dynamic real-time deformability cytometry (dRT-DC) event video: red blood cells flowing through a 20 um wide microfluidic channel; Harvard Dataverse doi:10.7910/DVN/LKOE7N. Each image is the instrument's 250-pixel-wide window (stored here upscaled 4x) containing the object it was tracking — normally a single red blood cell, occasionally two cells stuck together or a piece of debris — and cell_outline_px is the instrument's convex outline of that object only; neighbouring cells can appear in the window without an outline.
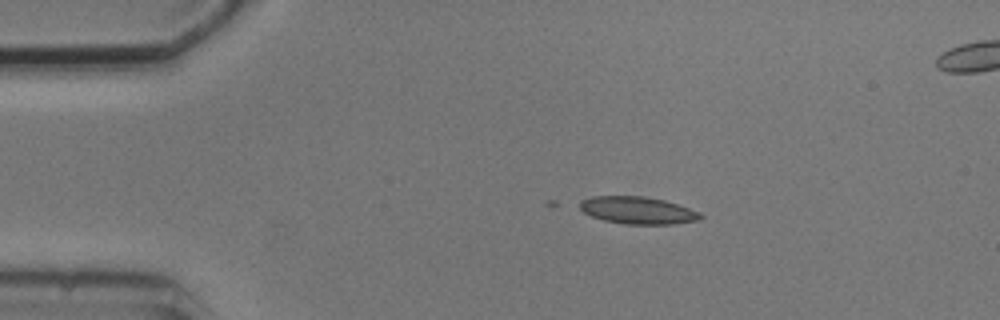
{"species": "common noctule bat (a hibernating species)", "species_latin": "Nyctalus noctula", "temperature_condition": "cold", "stored_images_in_passage": 6, "camera_frame_rate_fps": 3000, "um_per_image_px": 0.085, "animal": {"sex": "male", "body_mass_g": 20.5, "forearm_length_mm": 52.5}, "frame": {"image": 1, "passage_image": 3, "time_ms": 3.0, "image_size_px": [1000, 320], "cell_outline_px": [[704, 216], [700, 220], [672, 224], [624, 224], [604, 220], [592, 216], [584, 212], [572, 204], [580, 200], [592, 196], [644, 196], [664, 200], [700, 212]], "centroid_in_image_um": [54.13, 17.87], "position_along_channel_um": 30.9, "area_um2": 19.42}}
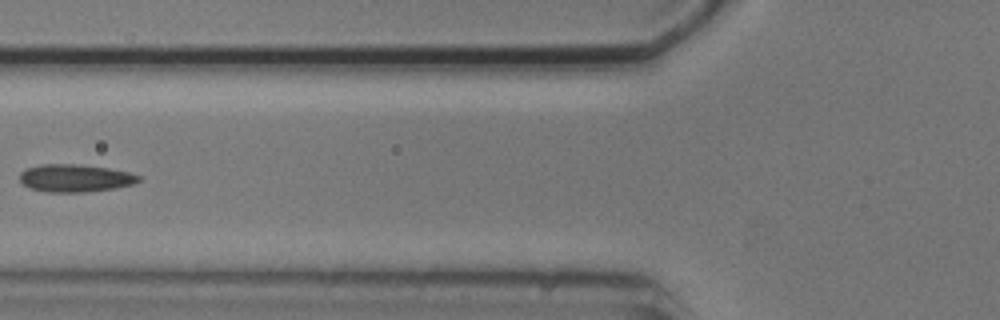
{"frame": {"image": 2, "passage_image": 6, "time_ms": 6.667, "image_size_px": [1000, 320], "cell_outline_px": [[140, 180], [132, 184], [112, 188], [84, 192], [48, 192], [28, 188], [20, 180], [20, 172], [24, 168], [40, 164], [80, 164], [108, 168], [128, 172], [140, 176]], "centroid_in_image_um": [6.33, 15.13], "position_along_channel_um": 119.5, "area_um2": 19.13}}